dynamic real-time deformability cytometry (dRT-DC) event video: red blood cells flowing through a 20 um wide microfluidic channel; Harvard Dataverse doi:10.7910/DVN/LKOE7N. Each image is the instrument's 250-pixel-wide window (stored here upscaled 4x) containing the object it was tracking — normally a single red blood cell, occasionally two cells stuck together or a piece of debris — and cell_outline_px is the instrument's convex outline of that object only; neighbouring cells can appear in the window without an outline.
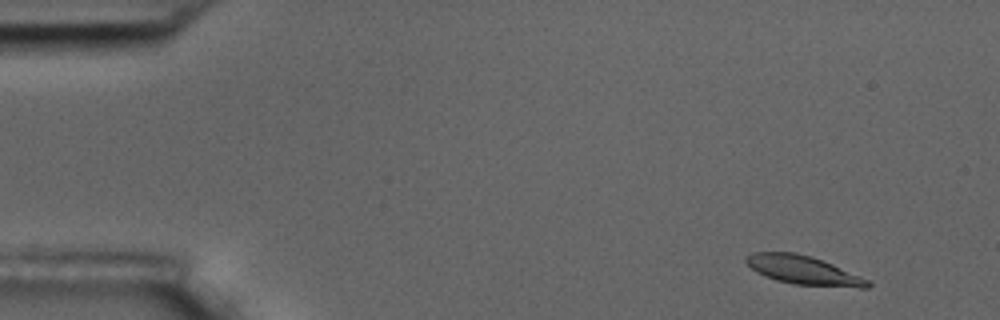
{"species": "common noctule bat (a hibernating species)", "species_latin": "Nyctalus noctula", "temperature_condition": "room temperature", "stored_images_in_passage": 4, "camera_frame_rate_fps": 3000, "um_per_image_px": 0.085, "animal": {"sex": "male", "body_mass_g": 17.5, "forearm_length_mm": 52.3}, "frame": {"image": 1, "passage_image": 1, "time_ms": 0.0, "image_size_px": [1000, 320], "cell_outline_px": [[872, 284], [868, 288], [860, 288], [792, 284], [776, 280], [764, 276], [756, 272], [744, 260], [744, 256], [752, 252], [796, 252], [812, 256], [832, 264], [860, 276], [868, 280]], "centroid_in_image_um": [68.26, 22.96], "position_along_channel_um": 16.7, "area_um2": 20.46}}